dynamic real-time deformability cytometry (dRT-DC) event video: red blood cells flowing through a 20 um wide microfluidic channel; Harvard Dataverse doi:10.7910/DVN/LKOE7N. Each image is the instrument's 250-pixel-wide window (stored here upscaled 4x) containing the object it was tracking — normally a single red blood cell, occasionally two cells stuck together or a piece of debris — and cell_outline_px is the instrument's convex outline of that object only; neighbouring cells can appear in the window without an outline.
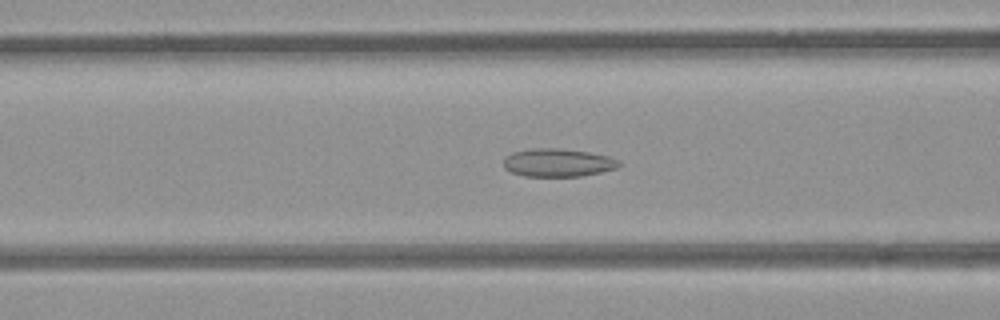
{"species": "common noctule bat (a hibernating species)", "species_latin": "Nyctalus noctula", "temperature_condition": "room temperature", "stored_images_in_passage": 53, "camera_frame_rate_fps": 3000, "um_per_image_px": 0.085, "animal": {"sex": "female", "body_mass_g": 21.9}, "frame": {"image": 1, "passage_image": 21, "time_ms": 6.667, "image_size_px": [1000, 320], "cell_outline_px": [[624, 164], [616, 168], [600, 172], [580, 176], [524, 176], [512, 172], [504, 168], [504, 160], [512, 152], [532, 148], [560, 148], [588, 152], [608, 156], [620, 160]], "centroid_in_image_um": [47.45, 13.82], "position_along_channel_um": 119.1, "area_um2": 18.9}}
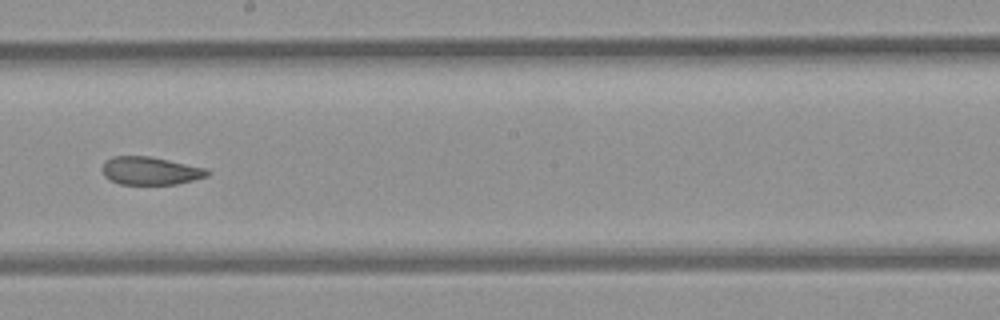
{"frame": {"image": 2, "passage_image": 30, "time_ms": 9.667, "image_size_px": [1000, 320], "cell_outline_px": [[212, 172], [208, 176], [176, 184], [120, 184], [104, 176], [100, 168], [104, 160], [112, 156], [148, 156], [208, 168]], "centroid_in_image_um": [12.77, 14.51], "position_along_channel_um": 235.4, "area_um2": 17.28}}
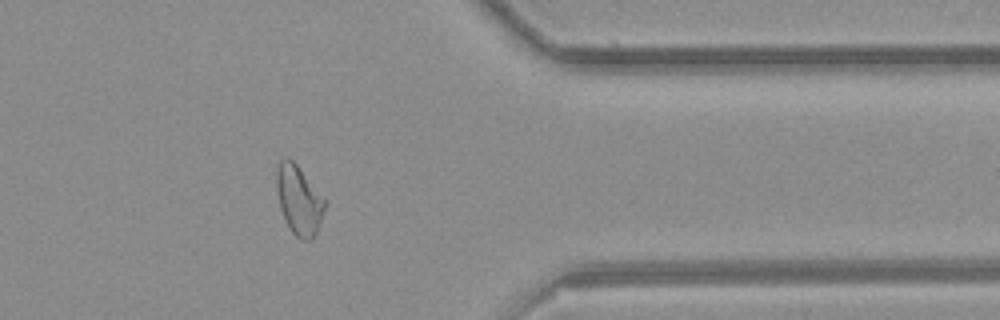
{"frame": {"image": 3, "passage_image": 43, "time_ms": 14.0, "image_size_px": [1000, 320], "cell_outline_px": [[324, 208], [320, 224], [312, 240], [300, 240], [292, 232], [280, 208], [276, 188], [276, 168], [280, 160], [284, 156], [288, 156], [296, 164], [324, 200]], "centroid_in_image_um": [25.36, 16.99], "position_along_channel_um": 386.0, "area_um2": 19.02}, "authors_computed_cell_mechanics": {"area_um2": 19.7676, "velocity_mm_per_s": 3.8683, "shape_relaxation_time_tau1_ms": null, "shape_relaxation_time_tau2_ms": 2.5709, "deformation_change_tau1": null, "deformation_change_tau2": 0.0776}}